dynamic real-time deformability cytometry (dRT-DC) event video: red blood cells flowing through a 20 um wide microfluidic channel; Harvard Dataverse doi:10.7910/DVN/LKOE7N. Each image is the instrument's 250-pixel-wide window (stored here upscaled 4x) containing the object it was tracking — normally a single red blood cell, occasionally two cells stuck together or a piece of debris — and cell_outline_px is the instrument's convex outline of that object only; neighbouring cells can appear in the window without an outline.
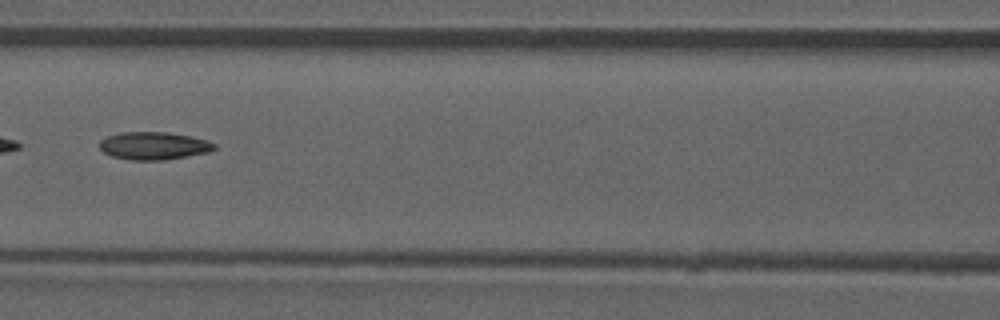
{"species": "common noctule bat (a hibernating species)", "species_latin": "Nyctalus noctula", "temperature_condition": "room temperature", "stored_images_in_passage": 8, "camera_frame_rate_fps": 3000, "um_per_image_px": 0.085, "animal": {"sex": "male", "forearm_length_mm": 52.5}, "frame": {"image": 1, "passage_image": 7, "time_ms": 7.0, "image_size_px": [1000, 320], "cell_outline_px": [[216, 148], [208, 152], [164, 160], [128, 160], [112, 156], [104, 152], [100, 148], [100, 140], [108, 136], [120, 132], [164, 132], [188, 136], [208, 140], [216, 144]], "centroid_in_image_um": [13.06, 12.39], "position_along_channel_um": 153.5, "area_um2": 18.44}}